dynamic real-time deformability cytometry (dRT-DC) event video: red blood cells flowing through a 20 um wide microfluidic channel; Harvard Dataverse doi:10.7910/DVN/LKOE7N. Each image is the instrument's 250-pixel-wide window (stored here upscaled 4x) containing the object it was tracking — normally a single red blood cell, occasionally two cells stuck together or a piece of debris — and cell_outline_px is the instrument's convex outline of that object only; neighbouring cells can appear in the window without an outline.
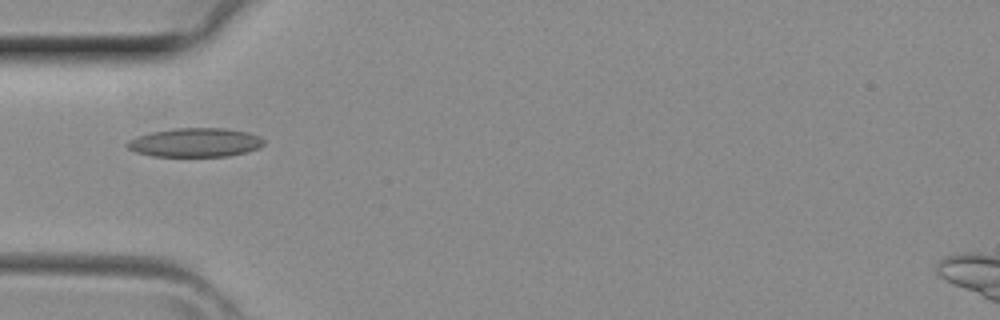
{"species": "common noctule bat (a hibernating species)", "species_latin": "Nyctalus noctula", "temperature_condition": "room temperature", "stored_images_in_passage": 2, "camera_frame_rate_fps": 3000, "um_per_image_px": 0.085, "animal": {"sex": "female", "body_mass_g": 29.2, "forearm_length_mm": 56.3}, "frame": {"image": 1, "passage_image": 1, "time_ms": 0.0, "image_size_px": [1000, 320], "cell_outline_px": [[264, 144], [260, 148], [248, 152], [228, 156], [152, 156], [136, 152], [128, 148], [124, 144], [128, 140], [136, 136], [152, 132], [176, 128], [224, 128], [248, 132], [260, 136], [264, 140]], "centroid_in_image_um": [16.61, 12.11], "position_along_channel_um": 68.4, "area_um2": 23.18}}
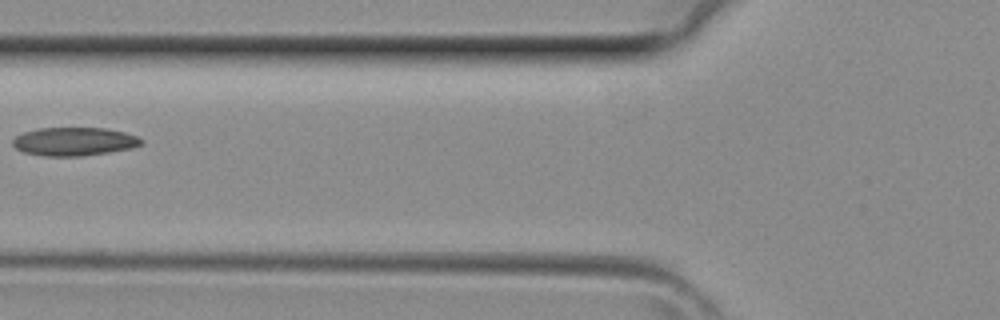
{"frame": {"image": 2, "passage_image": 2, "time_ms": 0.333, "image_size_px": [1000, 320], "cell_outline_px": [[144, 144], [132, 148], [108, 152], [80, 156], [44, 156], [24, 152], [16, 148], [12, 144], [12, 140], [16, 136], [24, 132], [36, 128], [104, 128], [124, 132], [136, 136], [144, 140]], "centroid_in_image_um": [6.31, 12.03], "position_along_channel_um": 119.5, "area_um2": 21.27}}